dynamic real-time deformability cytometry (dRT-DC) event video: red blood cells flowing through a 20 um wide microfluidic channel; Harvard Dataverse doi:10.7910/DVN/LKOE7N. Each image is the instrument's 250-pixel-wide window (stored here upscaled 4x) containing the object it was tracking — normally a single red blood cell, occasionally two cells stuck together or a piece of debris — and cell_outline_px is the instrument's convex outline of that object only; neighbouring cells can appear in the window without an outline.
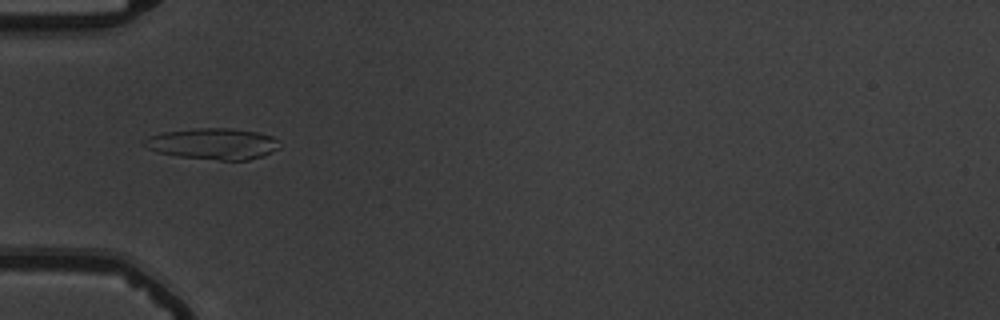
{"species": "common noctule bat (a hibernating species)", "species_latin": "Nyctalus noctula", "temperature_condition": "warm", "stored_images_in_passage": 44, "camera_frame_rate_fps": 3000, "um_per_image_px": 0.085, "animal": {"sex": "male", "body_mass_g": 19.5, "forearm_length_mm": 54.6}, "frame": {"image": 1, "passage_image": 8, "time_ms": 2.333, "image_size_px": [1000, 320], "cell_outline_px": [[280, 148], [264, 156], [248, 160], [220, 160], [180, 156], [156, 152], [140, 144], [148, 136], [164, 132], [196, 128], [232, 128], [256, 132], [272, 136], [280, 140]], "centroid_in_image_um": [18.14, 12.22], "position_along_channel_um": 66.9, "area_um2": 24.74}}
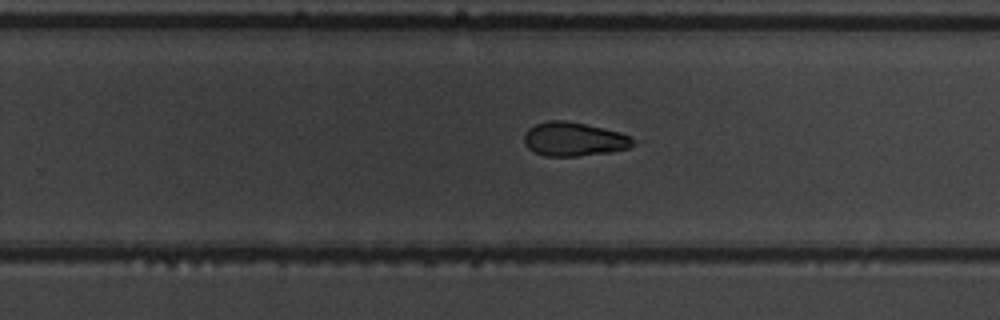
{"frame": {"image": 2, "passage_image": 25, "time_ms": 8.0, "image_size_px": [1000, 320], "cell_outline_px": [[636, 144], [628, 148], [612, 152], [576, 156], [544, 156], [532, 152], [524, 144], [524, 132], [528, 128], [536, 124], [548, 120], [564, 120], [604, 128], [620, 132], [628, 136]], "centroid_in_image_um": [48.73, 11.84], "position_along_channel_um": 281.1, "area_um2": 21.62}}
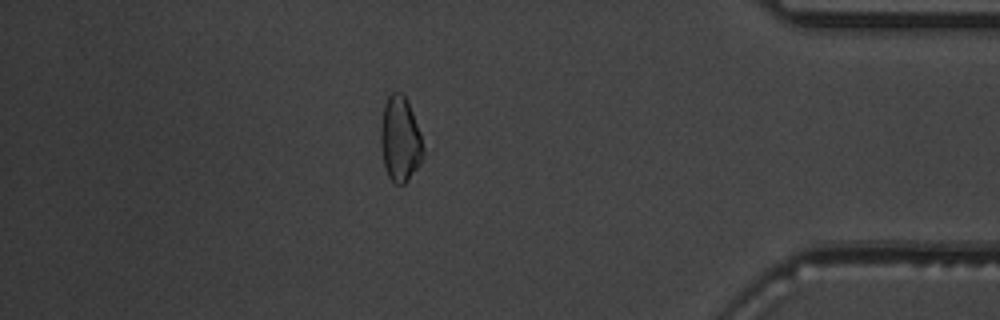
{"frame": {"image": 3, "passage_image": 37, "time_ms": 12.0, "image_size_px": [1000, 320], "cell_outline_px": [[424, 156], [420, 164], [408, 180], [404, 184], [396, 184], [388, 176], [384, 168], [380, 144], [380, 128], [384, 104], [388, 96], [392, 92], [404, 92], [420, 132], [424, 152]], "centroid_in_image_um": [34.0, 11.83], "position_along_channel_um": 401.2, "area_um2": 21.33}, "authors_computed_cell_mechanics": {"area_um2": 22.3686, "velocity_mm_per_s": 3.8106, "shape_relaxation_time_tau1_ms": null, "shape_relaxation_time_tau2_ms": 3.2879, "deformation_change_tau1": null, "deformation_change_tau2": 0.0857}}